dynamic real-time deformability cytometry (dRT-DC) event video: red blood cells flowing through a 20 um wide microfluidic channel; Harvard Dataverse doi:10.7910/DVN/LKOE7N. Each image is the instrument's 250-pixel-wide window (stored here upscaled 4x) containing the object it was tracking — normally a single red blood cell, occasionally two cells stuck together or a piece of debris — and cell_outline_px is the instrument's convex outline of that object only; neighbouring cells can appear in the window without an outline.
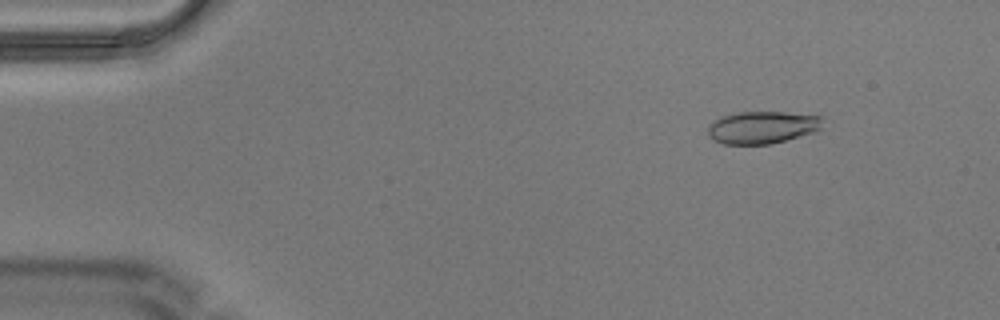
{"species": "Egyptian fruit bat (a non-hibernating species)", "species_latin": "Rousettus aegyptiacus", "temperature_condition": "warm", "stored_images_in_passage": 5, "camera_frame_rate_fps": 3000, "um_per_image_px": 0.085, "animal": {"sex": "male"}, "frame": {"image": 1, "passage_image": 2, "time_ms": 0.333, "image_size_px": [1000, 320], "cell_outline_px": [[824, 116], [820, 128], [816, 132], [768, 144], [724, 144], [708, 136], [708, 124], [720, 116], [740, 112], [784, 112]], "centroid_in_image_um": [64.79, 10.81], "position_along_channel_um": 20.2, "area_um2": 21.68}}